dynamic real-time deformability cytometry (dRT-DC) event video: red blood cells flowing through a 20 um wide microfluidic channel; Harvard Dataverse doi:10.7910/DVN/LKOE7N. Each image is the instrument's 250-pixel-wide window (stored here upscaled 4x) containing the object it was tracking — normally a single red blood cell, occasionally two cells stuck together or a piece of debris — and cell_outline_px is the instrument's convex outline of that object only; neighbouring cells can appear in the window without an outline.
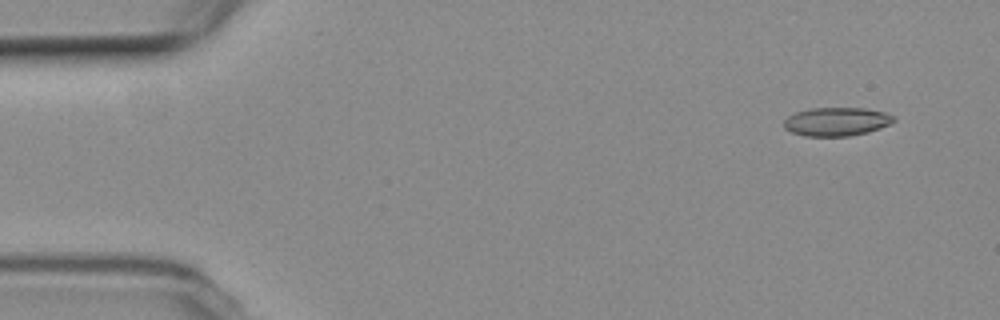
{"species": "common noctule bat (a hibernating species)", "species_latin": "Nyctalus noctula", "temperature_condition": "room temperature", "stored_images_in_passage": 10, "camera_frame_rate_fps": 3000, "um_per_image_px": 0.085, "animal": {"sex": "female", "body_mass_g": 19.3, "forearm_length_mm": 54.1}, "frame": {"image": 1, "passage_image": 1, "time_ms": 0.0, "image_size_px": [1000, 320], "cell_outline_px": [[896, 120], [880, 128], [868, 132], [848, 136], [804, 136], [792, 132], [784, 128], [784, 120], [788, 116], [796, 112], [812, 108], [864, 108], [884, 112], [896, 116]], "centroid_in_image_um": [71.11, 10.34], "position_along_channel_um": 13.9, "area_um2": 18.26}}
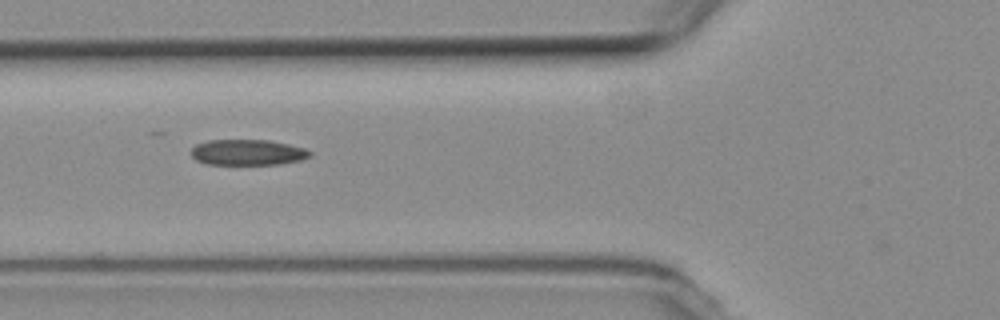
{"frame": {"image": 2, "passage_image": 6, "time_ms": 5.667, "image_size_px": [1000, 320], "cell_outline_px": [[312, 156], [300, 160], [280, 164], [204, 164], [196, 160], [192, 156], [192, 148], [196, 144], [208, 140], [268, 140], [288, 144], [304, 148], [312, 152]], "centroid_in_image_um": [21.05, 12.95], "position_along_channel_um": 104.7, "area_um2": 17.8}}
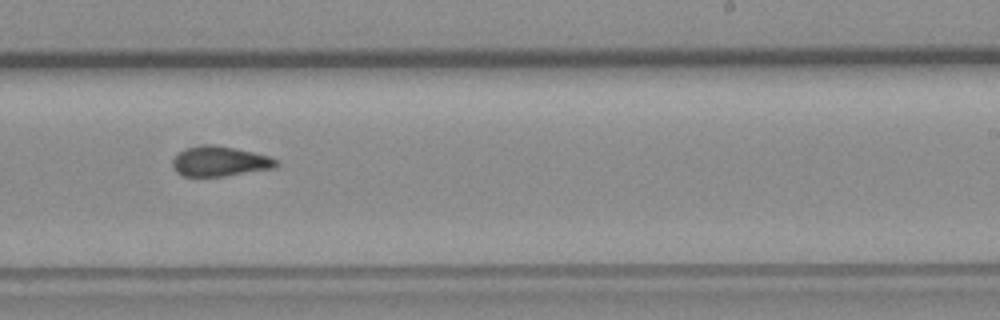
{"frame": {"image": 3, "passage_image": 10, "time_ms": 10.333, "image_size_px": [1000, 320], "cell_outline_px": [[280, 164], [276, 168], [224, 176], [184, 176], [176, 172], [172, 168], [172, 160], [184, 148], [200, 144], [216, 144], [236, 148], [268, 156], [280, 160]], "centroid_in_image_um": [18.7, 13.7], "position_along_channel_um": 270.3, "area_um2": 18.44}}